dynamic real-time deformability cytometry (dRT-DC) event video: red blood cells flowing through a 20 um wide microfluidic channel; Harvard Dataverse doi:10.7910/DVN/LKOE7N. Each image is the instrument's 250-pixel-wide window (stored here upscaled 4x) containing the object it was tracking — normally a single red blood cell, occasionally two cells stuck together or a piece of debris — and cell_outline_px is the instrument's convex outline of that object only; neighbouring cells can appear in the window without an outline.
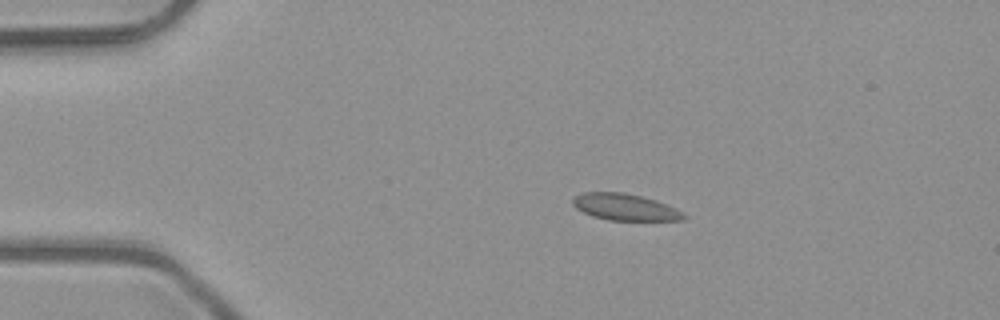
{"species": "common noctule bat (a hibernating species)", "species_latin": "Nyctalus noctula", "temperature_condition": "room temperature", "stored_images_in_passage": 6, "camera_frame_rate_fps": 3000, "um_per_image_px": 0.085, "animal": {"sex": "male", "body_mass_g": 23.1, "forearm_length_mm": 52.7}, "frame": {"image": 1, "passage_image": 4, "time_ms": 1.0, "image_size_px": [1000, 320], "cell_outline_px": [[688, 216], [684, 220], [608, 220], [592, 216], [576, 208], [572, 204], [572, 200], [576, 196], [584, 192], [624, 192], [656, 200], [676, 208], [684, 212]], "centroid_in_image_um": [53.16, 17.6], "position_along_channel_um": 31.8, "area_um2": 17.22}}
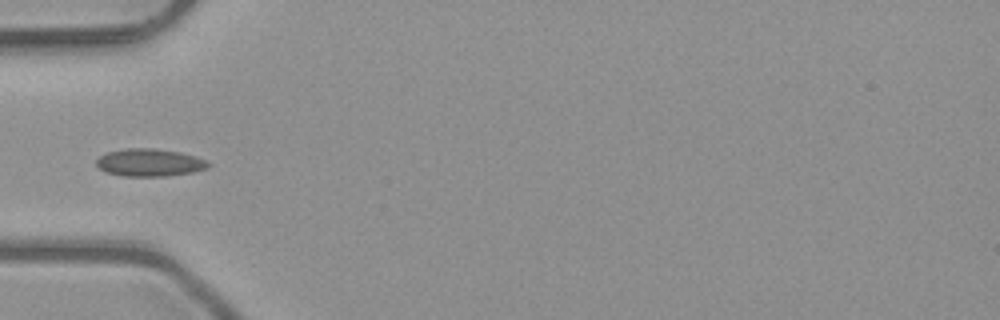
{"frame": {"image": 2, "passage_image": 6, "time_ms": 1.667, "image_size_px": [1000, 320], "cell_outline_px": [[212, 164], [208, 168], [192, 172], [168, 176], [124, 176], [104, 172], [96, 164], [96, 160], [100, 156], [108, 152], [124, 148], [152, 148], [180, 152], [196, 156], [208, 160]], "centroid_in_image_um": [12.74, 13.82], "position_along_channel_um": 72.3, "area_um2": 18.15}}